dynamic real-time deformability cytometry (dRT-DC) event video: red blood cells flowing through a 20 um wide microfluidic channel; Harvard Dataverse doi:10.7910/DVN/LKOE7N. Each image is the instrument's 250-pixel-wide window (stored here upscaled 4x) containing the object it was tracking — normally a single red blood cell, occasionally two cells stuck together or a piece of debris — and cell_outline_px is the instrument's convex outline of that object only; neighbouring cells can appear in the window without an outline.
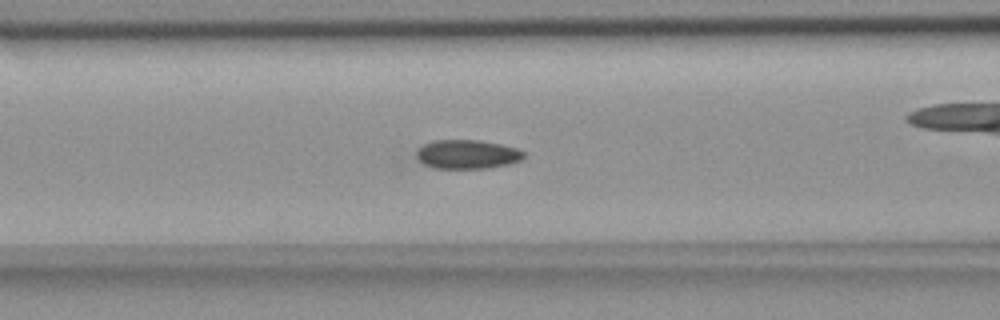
{"species": "common noctule bat (a hibernating species)", "species_latin": "Nyctalus noctula", "temperature_condition": "room temperature", "stored_images_in_passage": 56, "camera_frame_rate_fps": 3000, "um_per_image_px": 0.085, "animal": {"sex": "female", "body_mass_g": 18.4}, "frame": {"image": 1, "passage_image": 22, "time_ms": 7.0, "image_size_px": [1000, 320], "cell_outline_px": [[524, 156], [520, 160], [508, 164], [488, 168], [432, 168], [416, 160], [416, 148], [432, 140], [480, 140], [500, 144], [516, 148], [524, 152]], "centroid_in_image_um": [39.65, 13.11], "position_along_channel_um": 127.0, "area_um2": 18.26}}
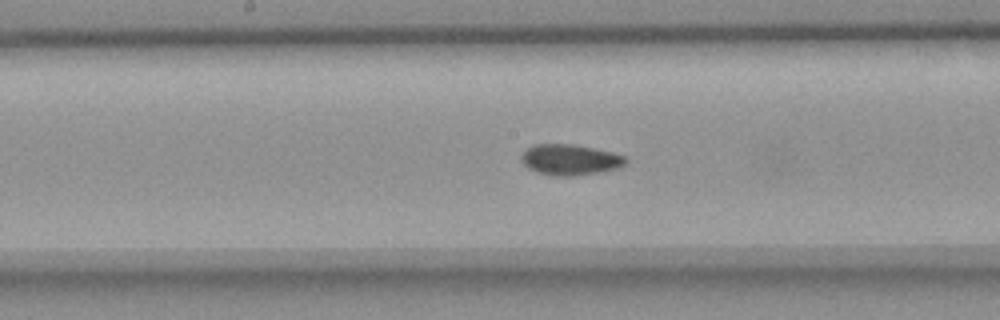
{"frame": {"image": 2, "passage_image": 28, "time_ms": 9.0, "image_size_px": [1000, 320], "cell_outline_px": [[628, 160], [620, 168], [572, 176], [552, 176], [536, 172], [528, 168], [520, 160], [520, 156], [528, 148], [536, 144], [572, 144], [612, 152], [624, 156]], "centroid_in_image_um": [48.43, 13.58], "position_along_channel_um": 199.8, "area_um2": 18.61}}
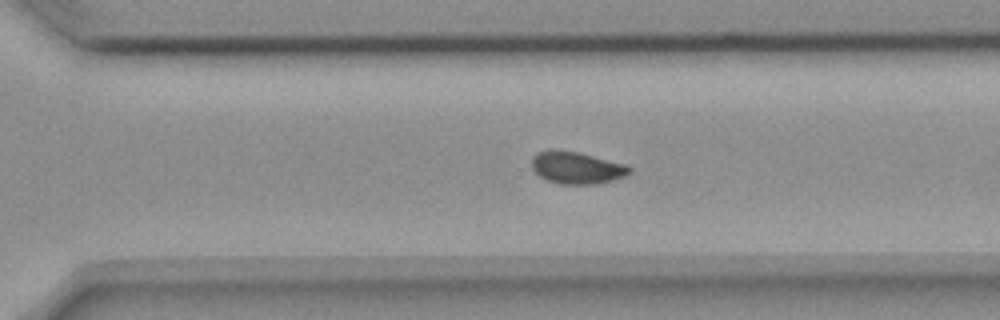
{"frame": {"image": 3, "passage_image": 38, "time_ms": 12.333, "image_size_px": [1000, 320], "cell_outline_px": [[632, 172], [624, 176], [612, 180], [596, 184], [560, 184], [548, 180], [540, 176], [532, 168], [532, 156], [536, 152], [552, 148], [556, 148], [576, 152], [628, 164], [632, 168]], "centroid_in_image_um": [49.01, 14.24], "position_along_channel_um": 321.6, "area_um2": 18.5}, "authors_computed_cell_mechanics": {"area_um2": 18.1492, "velocity_mm_per_s": 3.6601, "shape_relaxation_time_tau1_ms": 6.3589, "shape_relaxation_time_tau2_ms": 4.1253, "deformation_change_tau1": 0.0963, "deformation_change_tau2": 0.0573}}